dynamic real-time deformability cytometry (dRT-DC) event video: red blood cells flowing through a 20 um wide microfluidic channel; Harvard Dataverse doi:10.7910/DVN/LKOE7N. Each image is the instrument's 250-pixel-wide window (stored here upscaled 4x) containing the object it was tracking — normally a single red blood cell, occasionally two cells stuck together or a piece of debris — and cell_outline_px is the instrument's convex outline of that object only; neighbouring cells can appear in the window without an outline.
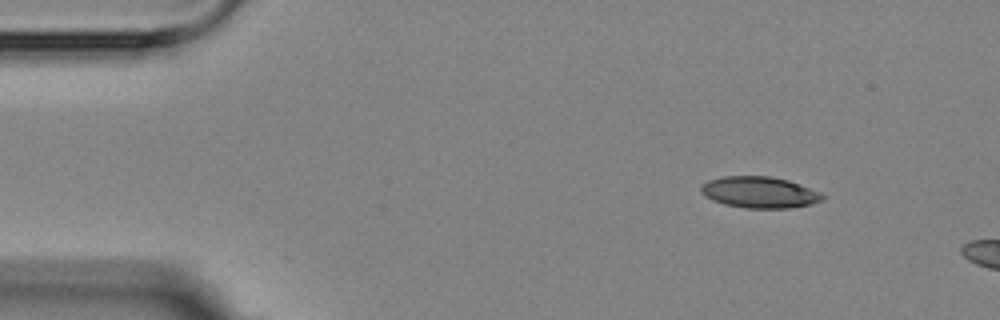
{"species": "Egyptian fruit bat (a non-hibernating species)", "species_latin": "Rousettus aegyptiacus", "temperature_condition": "room temperature", "stored_images_in_passage": 2, "camera_frame_rate_fps": 3000, "um_per_image_px": 0.085, "animal": {"sex": "female"}, "frame": {"image": 1, "passage_image": 1, "time_ms": 0.0, "image_size_px": [1000, 320], "cell_outline_px": [[824, 196], [820, 200], [812, 204], [788, 208], [744, 208], [724, 204], [712, 200], [704, 196], [700, 192], [700, 188], [708, 180], [720, 176], [772, 176], [788, 180], [820, 192]], "centroid_in_image_um": [64.51, 16.34], "position_along_channel_um": 20.5, "area_um2": 22.2}}